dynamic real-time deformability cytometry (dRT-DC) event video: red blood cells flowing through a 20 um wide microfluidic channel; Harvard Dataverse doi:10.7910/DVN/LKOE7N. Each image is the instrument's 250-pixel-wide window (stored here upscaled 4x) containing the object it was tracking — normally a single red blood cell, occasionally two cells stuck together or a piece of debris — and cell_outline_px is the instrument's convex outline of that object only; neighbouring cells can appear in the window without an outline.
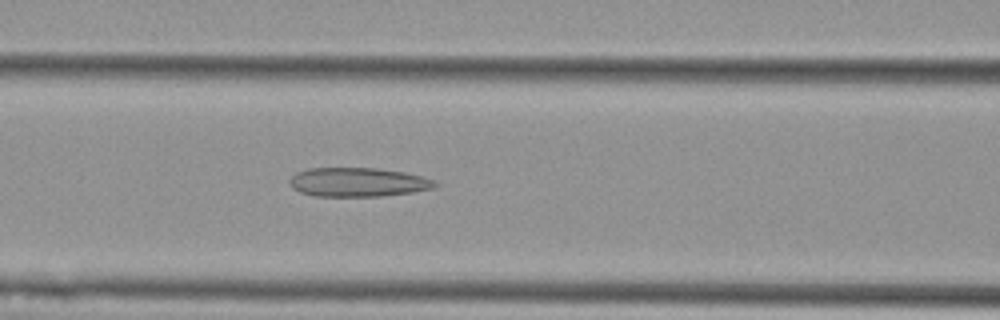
{"species": "Egyptian fruit bat (a non-hibernating species)", "species_latin": "Rousettus aegyptiacus", "temperature_condition": "cold", "stored_images_in_passage": 23, "camera_frame_rate_fps": 3000, "um_per_image_px": 0.085, "animal": {"sex": "female"}, "frame": {"image": 1, "passage_image": 22, "time_ms": 7.0, "image_size_px": [1000, 320], "cell_outline_px": [[440, 184], [432, 188], [412, 192], [380, 196], [316, 196], [300, 192], [292, 188], [288, 180], [296, 172], [308, 168], [376, 168], [404, 172], [420, 176], [432, 180]], "centroid_in_image_um": [30.38, 15.48], "position_along_channel_um": 136.2, "area_um2": 24.51}}